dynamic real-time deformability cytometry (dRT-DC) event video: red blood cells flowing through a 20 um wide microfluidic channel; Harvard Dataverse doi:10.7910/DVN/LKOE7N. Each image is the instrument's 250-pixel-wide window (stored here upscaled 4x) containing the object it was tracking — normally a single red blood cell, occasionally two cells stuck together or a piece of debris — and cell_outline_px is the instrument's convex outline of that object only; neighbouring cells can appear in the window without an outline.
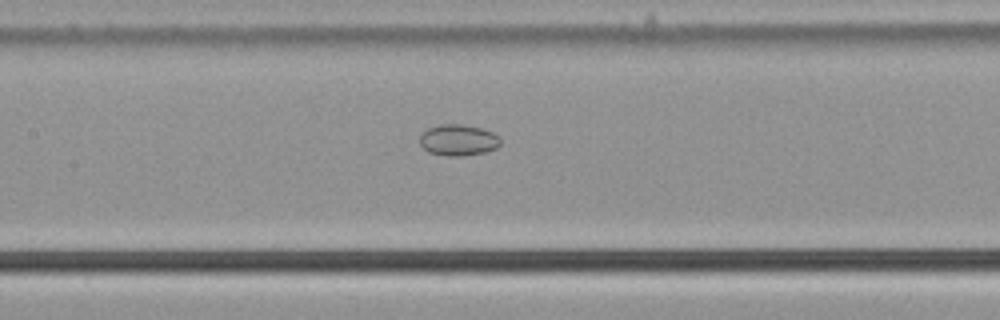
{"species": "common noctule bat (a hibernating species)", "species_latin": "Nyctalus noctula", "temperature_condition": "cold", "stored_images_in_passage": 54, "camera_frame_rate_fps": 3000, "um_per_image_px": 0.085, "animal": {"sex": "male", "body_mass_g": 21.5, "forearm_length_mm": 52.0}, "frame": {"image": 1, "passage_image": 26, "time_ms": 8.333, "image_size_px": [1000, 320], "cell_outline_px": [[500, 144], [496, 148], [484, 152], [464, 156], [448, 156], [428, 152], [420, 144], [420, 132], [428, 128], [440, 124], [464, 124], [480, 128], [492, 132], [500, 136]], "centroid_in_image_um": [38.94, 11.9], "position_along_channel_um": 168.5, "area_um2": 14.8}}
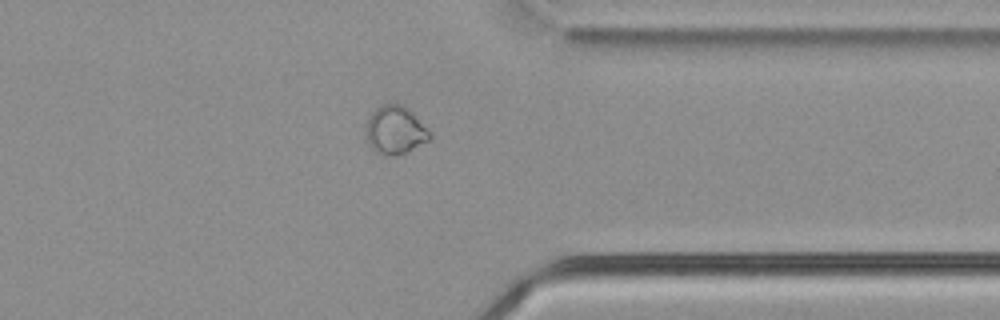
{"frame": {"image": 2, "passage_image": 43, "time_ms": 14.0, "image_size_px": [1000, 320], "cell_outline_px": [[432, 140], [408, 152], [392, 156], [380, 156], [372, 148], [368, 140], [364, 128], [368, 116], [376, 108], [388, 100], [404, 104], [432, 132]], "centroid_in_image_um": [33.61, 11.03], "position_along_channel_um": 377.8, "area_um2": 18.79}}
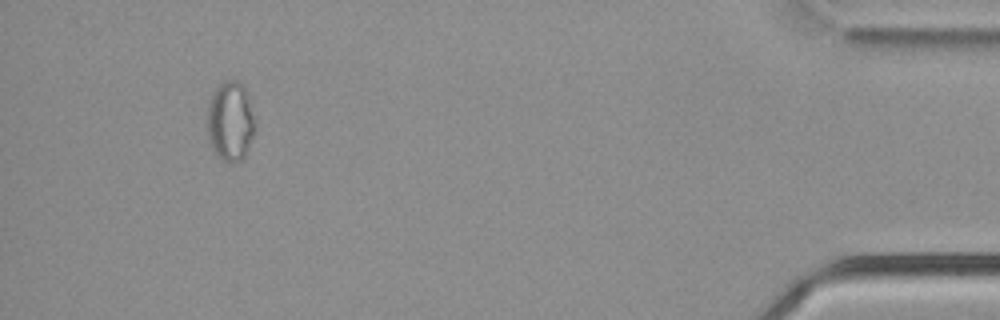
{"frame": {"image": 3, "passage_image": 51, "time_ms": 16.667, "image_size_px": [1000, 320], "cell_outline_px": [[256, 128], [248, 148], [244, 156], [240, 160], [232, 164], [224, 160], [212, 148], [208, 136], [208, 104], [212, 92], [224, 80], [240, 80], [244, 84], [248, 92], [256, 120]], "centroid_in_image_um": [19.62, 10.25], "position_along_channel_um": 415.6, "area_um2": 22.54}}